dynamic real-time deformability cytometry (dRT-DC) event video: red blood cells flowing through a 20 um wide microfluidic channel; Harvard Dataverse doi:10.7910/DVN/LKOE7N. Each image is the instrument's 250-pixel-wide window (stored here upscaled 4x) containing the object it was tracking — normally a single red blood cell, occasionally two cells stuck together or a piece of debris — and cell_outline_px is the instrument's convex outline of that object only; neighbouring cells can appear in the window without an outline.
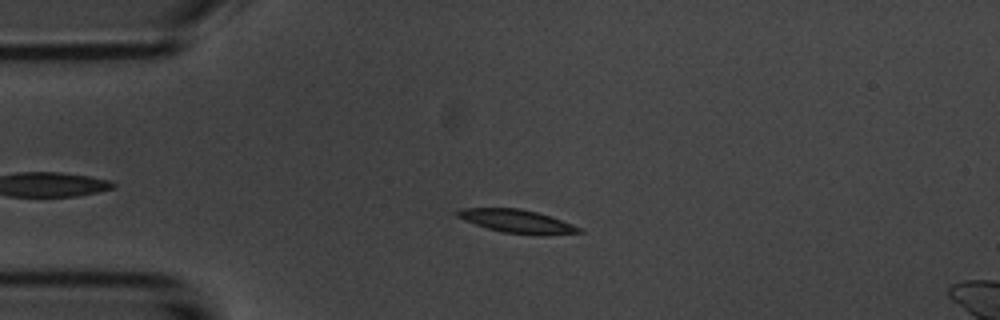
{"species": "common noctule bat (a hibernating species)", "species_latin": "Nyctalus noctula", "temperature_condition": "room temperature", "stored_images_in_passage": 35, "camera_frame_rate_fps": 3000, "um_per_image_px": 0.085, "animal": {"sex": "male", "body_mass_g": 20.1, "forearm_length_mm": 53.5}, "frame": {"image": 1, "passage_image": 3, "time_ms": 0.667, "image_size_px": [1000, 320], "cell_outline_px": [[584, 232], [544, 236], [500, 232], [464, 220], [456, 216], [456, 212], [460, 208], [520, 208], [536, 212], [584, 228]], "centroid_in_image_um": [43.98, 18.82], "position_along_channel_um": 41.0, "area_um2": 16.59}}
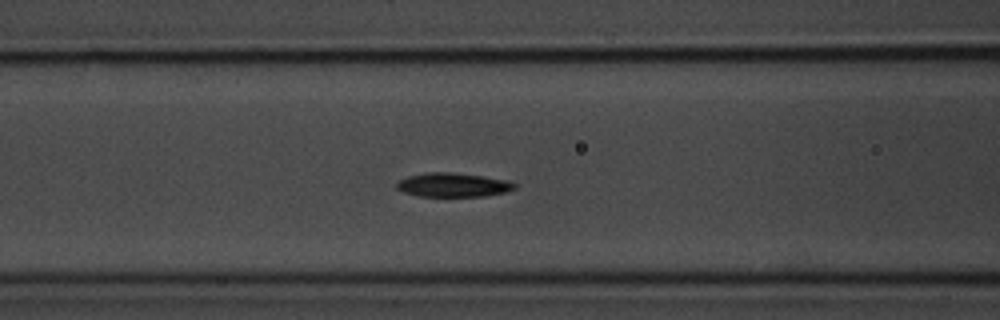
{"frame": {"image": 2, "passage_image": 12, "time_ms": 3.667, "image_size_px": [1000, 320], "cell_outline_px": [[516, 188], [508, 192], [488, 196], [420, 196], [404, 192], [396, 188], [396, 180], [408, 176], [428, 172], [452, 172], [484, 176], [508, 180], [516, 184]], "centroid_in_image_um": [38.53, 15.71], "position_along_channel_um": 128.1, "area_um2": 16.7}}
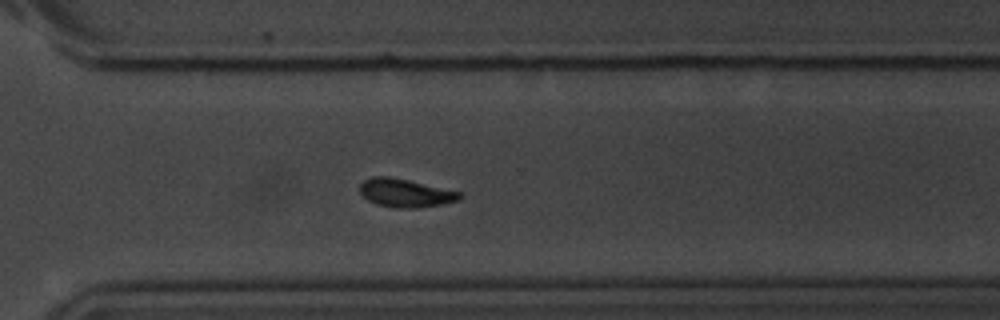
{"frame": {"image": 3, "passage_image": 29, "time_ms": 9.333, "image_size_px": [1000, 320], "cell_outline_px": [[464, 196], [460, 200], [444, 204], [416, 208], [396, 208], [376, 204], [368, 200], [360, 192], [360, 184], [364, 180], [372, 176], [388, 176], [408, 180], [464, 192]], "centroid_in_image_um": [34.52, 16.41], "position_along_channel_um": 336.1, "area_um2": 16.7}, "authors_computed_cell_mechanics": {"area_um2": 17.1088, "velocity_mm_per_s": 3.6747, "shape_relaxation_time_tau1_ms": 2.232, "shape_relaxation_time_tau2_ms": 4.3062, "deformation_change_tau1": 0.1039, "deformation_change_tau2": 0.0899}}